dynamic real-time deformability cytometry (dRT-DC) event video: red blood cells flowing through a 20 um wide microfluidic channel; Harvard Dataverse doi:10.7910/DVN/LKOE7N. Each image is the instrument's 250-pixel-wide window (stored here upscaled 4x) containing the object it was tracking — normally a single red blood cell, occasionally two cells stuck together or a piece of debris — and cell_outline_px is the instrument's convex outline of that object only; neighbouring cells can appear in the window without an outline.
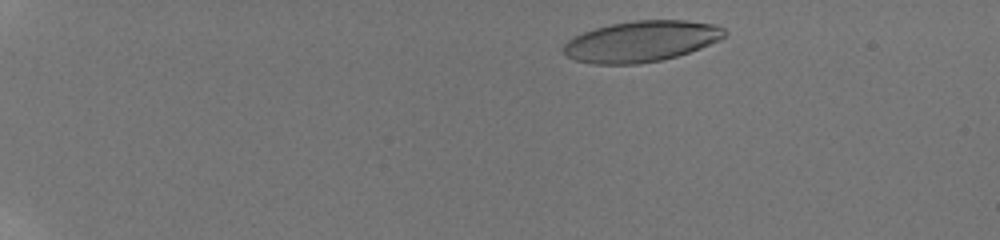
{"species": "human", "species_latin": "Homo sapiens", "temperature_condition": "room temperature", "stored_images_in_passage": 50, "camera_frame_rate_fps": 3000, "um_per_image_px": 0.085, "donor": {"sex": "male"}, "frame": {"image": 1, "passage_image": 4, "time_ms": 1.0, "image_size_px": [1000, 240], "cell_outline_px": [[728, 32], [720, 40], [700, 48], [676, 56], [660, 60], [640, 64], [596, 64], [576, 60], [568, 56], [564, 52], [564, 44], [568, 40], [584, 32], [596, 28], [612, 24], [636, 20], [688, 20], [712, 24], [724, 28]], "centroid_in_image_um": [54.54, 3.51], "position_along_channel_um": 30.5, "area_um2": 38.09}}
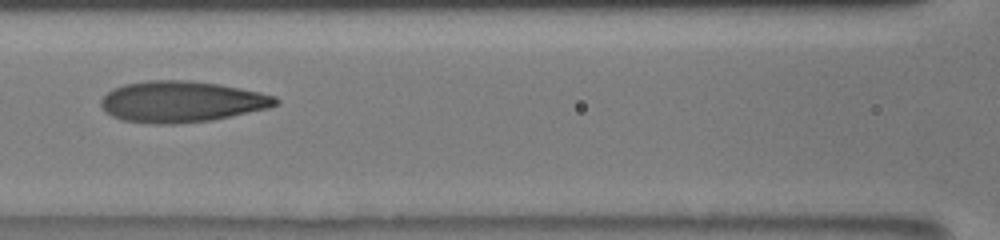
{"frame": {"image": 2, "passage_image": 23, "time_ms": 7.333, "image_size_px": [1000, 240], "cell_outline_px": [[280, 100], [276, 104], [268, 108], [212, 120], [172, 124], [156, 124], [120, 120], [112, 116], [100, 104], [100, 100], [112, 88], [124, 84], [148, 80], [188, 80], [220, 84], [260, 92], [276, 96]], "centroid_in_image_um": [15.43, 8.63], "position_along_channel_um": 151.2, "area_um2": 41.85}}
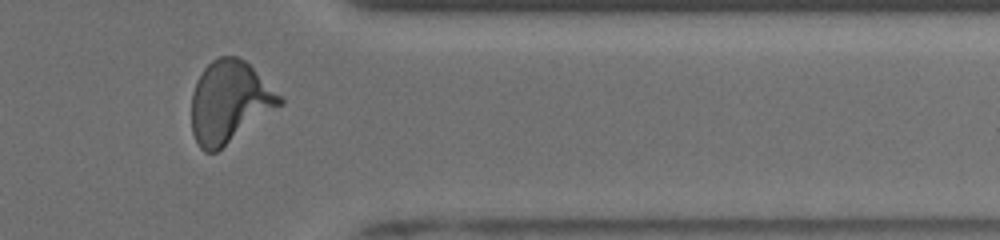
{"frame": {"image": 3, "passage_image": 42, "time_ms": 13.667, "image_size_px": [1000, 240], "cell_outline_px": [[284, 104], [216, 152], [204, 152], [200, 148], [192, 132], [192, 92], [196, 80], [204, 68], [212, 60], [220, 56], [236, 56], [244, 60], [284, 100]], "centroid_in_image_um": [19.48, 8.68], "position_along_channel_um": 391.9, "area_um2": 41.73}, "authors_computed_cell_mechanics": {"area_um2": 40.1999, "velocity_mm_per_s": 3.8696, "shape_relaxation_time_tau1_ms": 4.4682, "shape_relaxation_time_tau2_ms": 1.0246, "deformation_change_tau1": 0.1905, "deformation_change_tau2": 0.085}}